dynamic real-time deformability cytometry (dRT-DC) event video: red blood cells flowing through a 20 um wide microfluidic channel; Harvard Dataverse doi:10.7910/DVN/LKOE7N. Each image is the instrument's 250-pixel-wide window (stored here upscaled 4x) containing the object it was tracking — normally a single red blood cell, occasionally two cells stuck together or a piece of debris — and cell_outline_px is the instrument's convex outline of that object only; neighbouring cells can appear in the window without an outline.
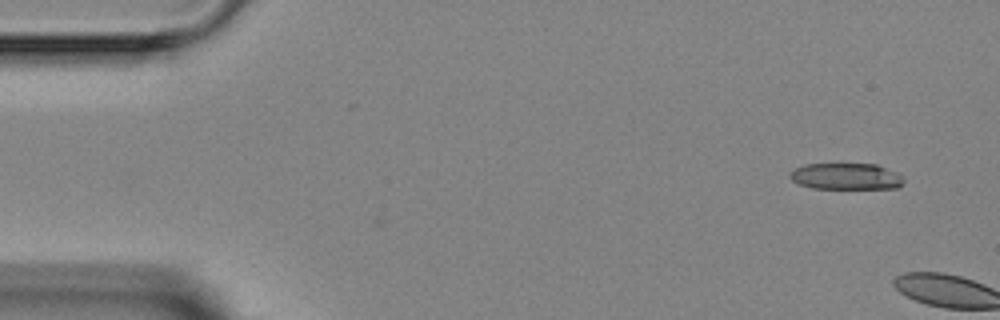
{"species": "Egyptian fruit bat (a non-hibernating species)", "species_latin": "Rousettus aegyptiacus", "temperature_condition": "room temperature", "stored_images_in_passage": 4, "camera_frame_rate_fps": 3000, "um_per_image_px": 0.085, "animal": {"sex": "female"}, "frame": {"image": 1, "passage_image": 1, "time_ms": 0.0, "image_size_px": [1000, 320], "cell_outline_px": [[904, 184], [896, 188], [812, 188], [800, 184], [792, 180], [788, 176], [788, 172], [804, 164], [876, 164], [896, 172], [904, 180]], "centroid_in_image_um": [71.89, 14.99], "position_along_channel_um": 13.1, "area_um2": 17.46}}
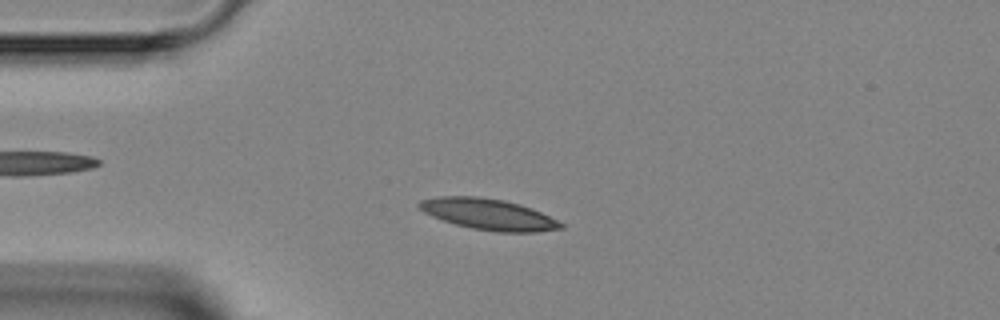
{"frame": {"image": 2, "passage_image": 4, "time_ms": 4.333, "image_size_px": [1000, 320], "cell_outline_px": [[564, 228], [536, 232], [496, 232], [472, 228], [456, 224], [432, 216], [424, 212], [416, 204], [420, 200], [436, 196], [476, 196], [504, 200], [520, 204], [532, 208], [564, 224]], "centroid_in_image_um": [41.51, 18.2], "position_along_channel_um": 43.5, "area_um2": 25.55}}